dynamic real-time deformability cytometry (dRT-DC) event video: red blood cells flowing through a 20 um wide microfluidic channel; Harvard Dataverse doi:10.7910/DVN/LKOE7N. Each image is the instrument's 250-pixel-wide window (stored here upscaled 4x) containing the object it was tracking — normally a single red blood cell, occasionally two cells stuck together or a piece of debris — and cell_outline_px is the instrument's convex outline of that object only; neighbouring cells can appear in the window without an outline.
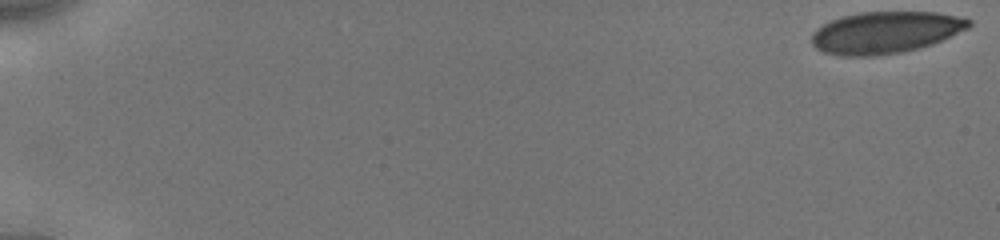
{"species": "human", "species_latin": "Homo sapiens", "temperature_condition": "cold", "stored_images_in_passage": 33, "camera_frame_rate_fps": 3000, "um_per_image_px": 0.085, "donor": {"sex": "male"}, "frame": {"image": 1, "passage_image": 1, "time_ms": 0.0, "image_size_px": [1000, 240], "cell_outline_px": [[972, 24], [968, 28], [932, 44], [920, 48], [904, 52], [872, 56], [840, 56], [824, 52], [816, 48], [812, 44], [812, 32], [816, 28], [832, 20], [844, 16], [860, 12], [936, 12], [956, 16], [972, 20]], "centroid_in_image_um": [75.25, 2.76], "position_along_channel_um": 9.8, "area_um2": 38.26}}
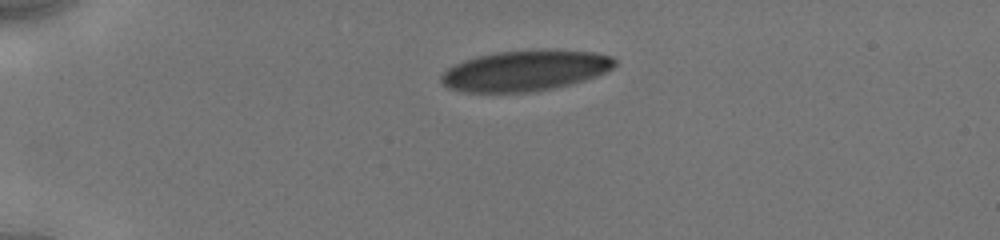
{"frame": {"image": 2, "passage_image": 19, "time_ms": 4.333, "image_size_px": [1000, 240], "cell_outline_px": [[616, 64], [612, 68], [596, 76], [584, 80], [552, 88], [528, 92], [464, 92], [448, 88], [440, 80], [440, 76], [448, 68], [464, 60], [476, 56], [496, 52], [544, 48], [596, 52], [612, 56], [616, 60]], "centroid_in_image_um": [44.65, 5.98], "position_along_channel_um": 40.3, "area_um2": 41.38}}
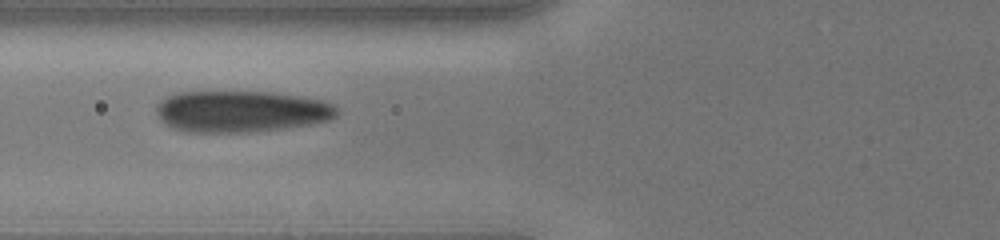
{"frame": {"image": 3, "passage_image": 32, "time_ms": 7.333, "image_size_px": [1000, 240], "cell_outline_px": [[340, 112], [336, 116], [328, 120], [312, 124], [288, 128], [252, 132], [184, 132], [160, 120], [156, 112], [156, 104], [160, 100], [168, 96], [180, 92], [272, 92], [300, 96], [320, 100], [336, 104], [340, 108]], "centroid_in_image_um": [20.54, 9.47], "position_along_channel_um": 105.3, "area_um2": 43.99}}